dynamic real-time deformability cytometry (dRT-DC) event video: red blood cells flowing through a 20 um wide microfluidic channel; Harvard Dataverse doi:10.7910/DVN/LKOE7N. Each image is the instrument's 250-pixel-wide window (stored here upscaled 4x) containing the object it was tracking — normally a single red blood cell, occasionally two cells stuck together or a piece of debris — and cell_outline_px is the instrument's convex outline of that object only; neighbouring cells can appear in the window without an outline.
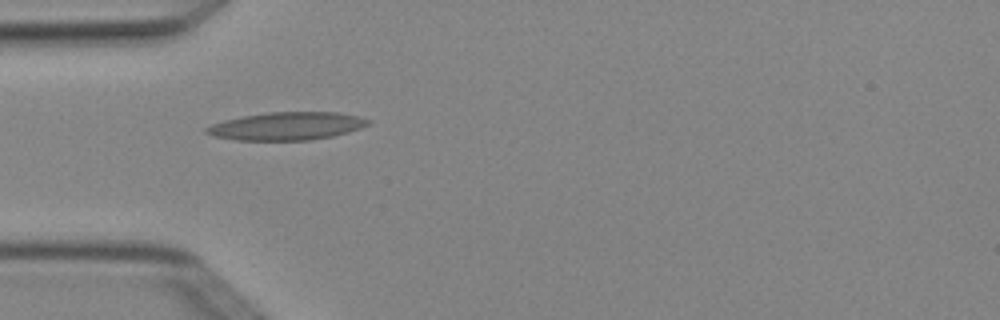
{"species": "Egyptian fruit bat (a non-hibernating species)", "species_latin": "Rousettus aegyptiacus", "temperature_condition": "cold", "stored_images_in_passage": 1, "camera_frame_rate_fps": 3000, "um_per_image_px": 0.085, "animal": {"sex": "female"}, "frame": {"image": 1, "passage_image": 1, "time_ms": 0.0, "image_size_px": [1000, 320], "cell_outline_px": [[372, 124], [348, 132], [332, 136], [312, 140], [236, 140], [212, 136], [204, 132], [204, 128], [212, 124], [224, 120], [244, 116], [268, 112], [340, 112], [372, 120]], "centroid_in_image_um": [24.38, 10.72], "position_along_channel_um": 60.6, "area_um2": 26.41}}